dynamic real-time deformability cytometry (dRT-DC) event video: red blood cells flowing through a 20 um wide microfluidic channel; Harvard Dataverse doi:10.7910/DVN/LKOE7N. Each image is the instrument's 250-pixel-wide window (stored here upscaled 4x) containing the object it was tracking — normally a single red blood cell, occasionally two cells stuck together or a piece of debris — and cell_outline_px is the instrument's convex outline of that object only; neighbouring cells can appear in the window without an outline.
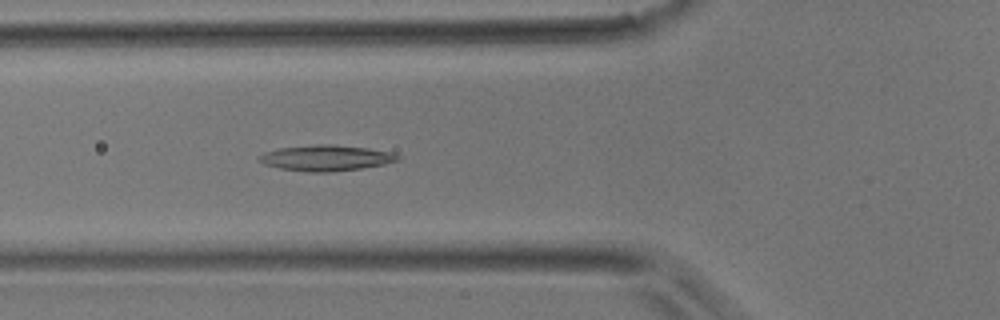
{"species": "common noctule bat (a hibernating species)", "species_latin": "Nyctalus noctula", "temperature_condition": "room temperature", "stored_images_in_passage": 45, "camera_frame_rate_fps": 3000, "um_per_image_px": 0.085, "animal": {"sex": "male", "body_mass_g": 17.9}, "frame": {"image": 1, "passage_image": 15, "time_ms": 4.667, "image_size_px": [1000, 320], "cell_outline_px": [[400, 160], [384, 164], [360, 168], [332, 172], [308, 172], [280, 168], [264, 164], [256, 160], [256, 156], [264, 152], [280, 148], [316, 144], [336, 144], [368, 148], [392, 152], [400, 156]], "centroid_in_image_um": [27.69, 13.42], "position_along_channel_um": 98.1, "area_um2": 20.98}}
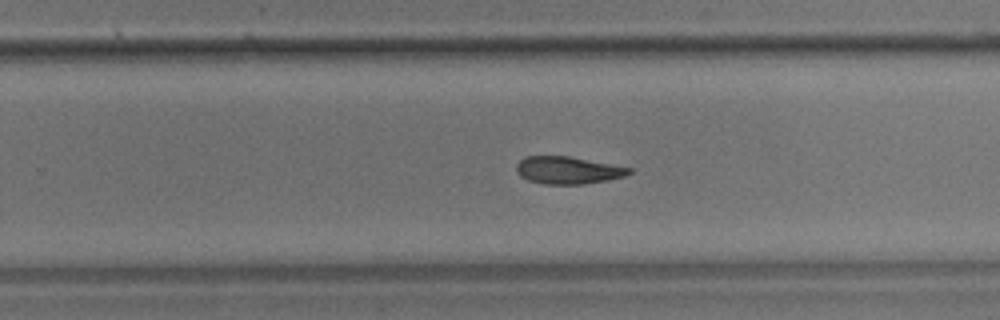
{"frame": {"image": 2, "passage_image": 28, "time_ms": 9.0, "image_size_px": [1000, 320], "cell_outline_px": [[632, 172], [624, 176], [608, 180], [584, 184], [544, 184], [528, 180], [520, 176], [516, 172], [516, 164], [524, 156], [568, 156], [632, 168]], "centroid_in_image_um": [48.24, 14.47], "position_along_channel_um": 281.6, "area_um2": 17.98}}
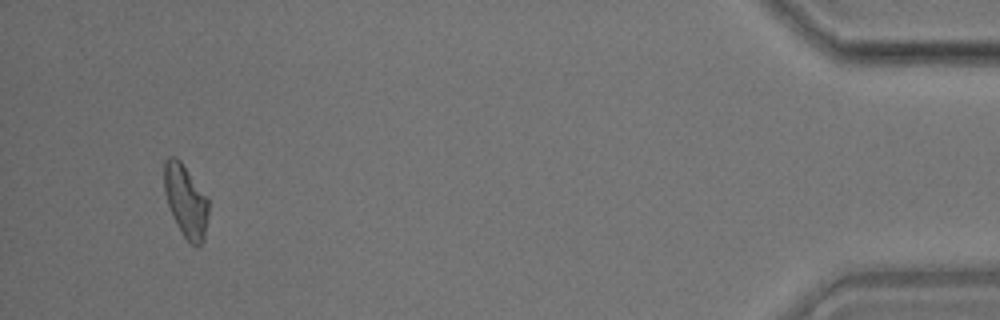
{"frame": {"image": 3, "passage_image": 43, "time_ms": 14.0, "image_size_px": [1000, 320], "cell_outline_px": [[208, 220], [204, 240], [196, 248], [180, 232], [172, 216], [164, 192], [164, 160], [168, 156], [176, 156], [180, 160], [208, 196]], "centroid_in_image_um": [15.8, 17.07], "position_along_channel_um": 419.4, "area_um2": 19.07}}